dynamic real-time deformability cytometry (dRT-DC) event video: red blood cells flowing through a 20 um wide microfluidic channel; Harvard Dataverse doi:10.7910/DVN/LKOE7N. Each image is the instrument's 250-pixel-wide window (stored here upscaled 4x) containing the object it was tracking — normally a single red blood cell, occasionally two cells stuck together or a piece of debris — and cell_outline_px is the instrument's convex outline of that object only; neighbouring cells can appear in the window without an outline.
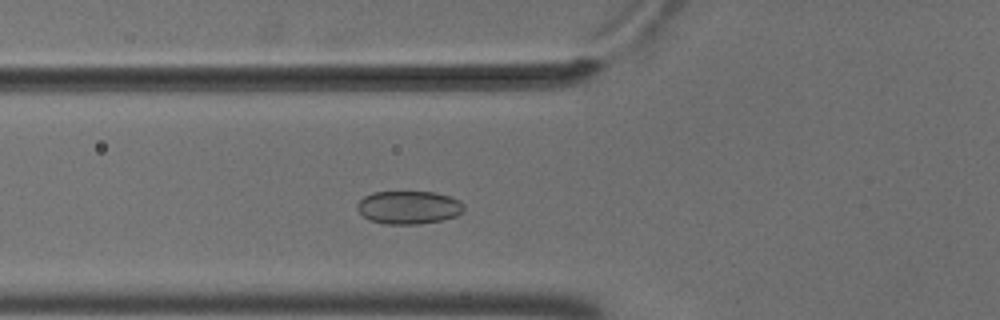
{"species": "common noctule bat (a hibernating species)", "species_latin": "Nyctalus noctula", "temperature_condition": "cold", "stored_images_in_passage": 5, "camera_frame_rate_fps": 3000, "um_per_image_px": 0.085, "animal": {"sex": "male", "body_mass_g": 18.8}, "frame": {"image": 1, "passage_image": 5, "time_ms": 1.333, "image_size_px": [1000, 320], "cell_outline_px": [[464, 212], [456, 216], [444, 220], [420, 224], [384, 224], [368, 220], [356, 208], [356, 204], [364, 196], [372, 192], [436, 192], [460, 200], [464, 204]], "centroid_in_image_um": [34.75, 17.64], "position_along_channel_um": 91.0, "area_um2": 20.87}}